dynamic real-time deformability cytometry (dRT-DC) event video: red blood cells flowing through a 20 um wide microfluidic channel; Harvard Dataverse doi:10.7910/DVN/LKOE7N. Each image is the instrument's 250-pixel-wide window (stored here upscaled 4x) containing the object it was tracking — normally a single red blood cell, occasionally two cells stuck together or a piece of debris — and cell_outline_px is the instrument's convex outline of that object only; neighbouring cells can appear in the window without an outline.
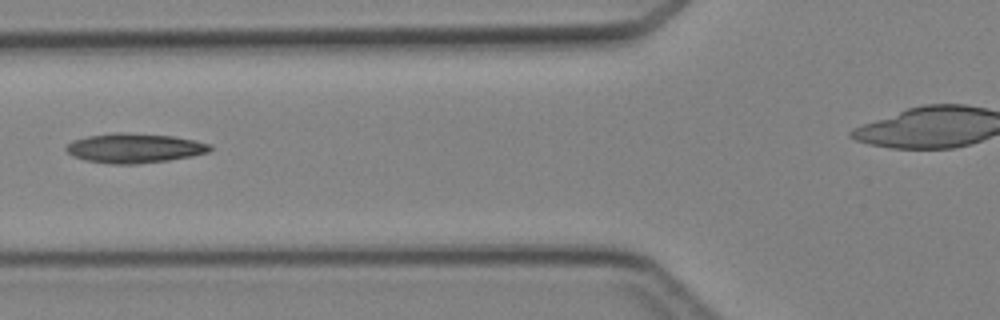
{"species": "Egyptian fruit bat (a non-hibernating species)", "species_latin": "Rousettus aegyptiacus", "temperature_condition": "cold", "stored_images_in_passage": 5, "camera_frame_rate_fps": 3000, "um_per_image_px": 0.085, "animal": {"sex": "female"}, "frame": {"image": 1, "passage_image": 5, "time_ms": 4.667, "image_size_px": [1000, 320], "cell_outline_px": [[212, 148], [208, 152], [192, 156], [168, 160], [136, 164], [112, 164], [84, 160], [72, 156], [64, 148], [72, 140], [88, 136], [112, 132], [124, 132], [172, 136], [196, 140], [208, 144]], "centroid_in_image_um": [11.39, 12.59], "position_along_channel_um": 114.4, "area_um2": 24.8}}